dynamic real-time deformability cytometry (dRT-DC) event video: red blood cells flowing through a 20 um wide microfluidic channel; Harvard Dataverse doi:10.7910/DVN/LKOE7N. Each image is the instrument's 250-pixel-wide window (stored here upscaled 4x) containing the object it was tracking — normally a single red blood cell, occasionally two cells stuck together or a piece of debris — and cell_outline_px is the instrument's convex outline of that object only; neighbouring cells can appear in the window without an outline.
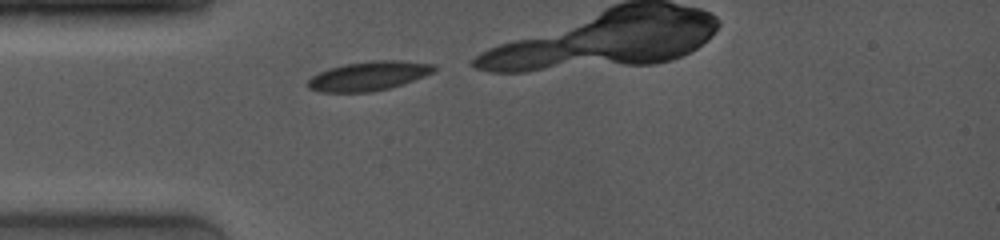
{"species": "common noctule bat (a hibernating species)", "species_latin": "Nyctalus noctula", "temperature_condition": "room temperature", "stored_images_in_passage": 4, "camera_frame_rate_fps": 4000, "um_per_image_px": 0.085, "animal": {"sex": "female", "body_mass_g": 19.0, "forearm_length_mm": 53.3}, "frame": {"image": 1, "passage_image": 1, "time_ms": 0.0, "image_size_px": [1000, 240], "cell_outline_px": [[436, 68], [432, 72], [424, 76], [388, 88], [372, 92], [320, 92], [308, 88], [308, 80], [312, 76], [320, 72], [344, 64], [376, 60], [400, 60], [436, 64]], "centroid_in_image_um": [31.34, 6.45], "position_along_channel_um": 53.7, "area_um2": 21.21}}